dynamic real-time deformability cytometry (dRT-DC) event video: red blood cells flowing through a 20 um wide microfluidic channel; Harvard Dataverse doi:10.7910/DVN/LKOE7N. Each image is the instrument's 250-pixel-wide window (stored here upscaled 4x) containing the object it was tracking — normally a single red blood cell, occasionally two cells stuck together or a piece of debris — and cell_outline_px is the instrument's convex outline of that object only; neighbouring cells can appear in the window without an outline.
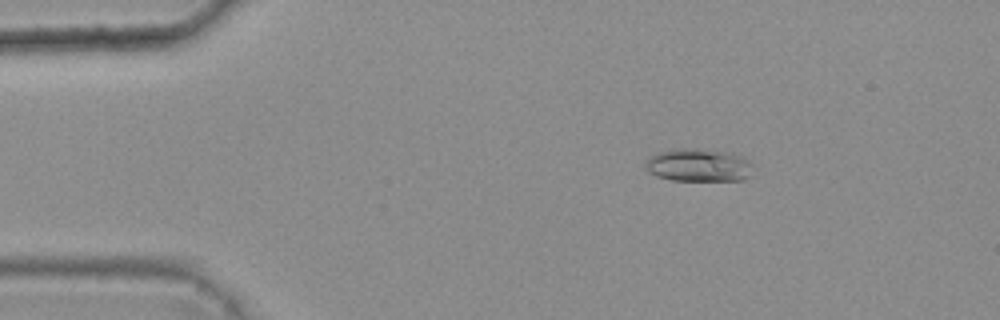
{"species": "common noctule bat (a hibernating species)", "species_latin": "Nyctalus noctula", "temperature_condition": "warm", "stored_images_in_passage": 4, "camera_frame_rate_fps": 3000, "um_per_image_px": 0.085, "animal": {"sex": "female", "body_mass_g": 25.1}, "frame": {"image": 1, "passage_image": 2, "time_ms": 0.333, "image_size_px": [1000, 320], "cell_outline_px": [[752, 164], [748, 176], [740, 180], [672, 180], [656, 176], [648, 172], [644, 164], [656, 152], [684, 148], [688, 148], [728, 152], [740, 156], [748, 160]], "centroid_in_image_um": [59.34, 14.04], "position_along_channel_um": 25.7, "area_um2": 20.29}}
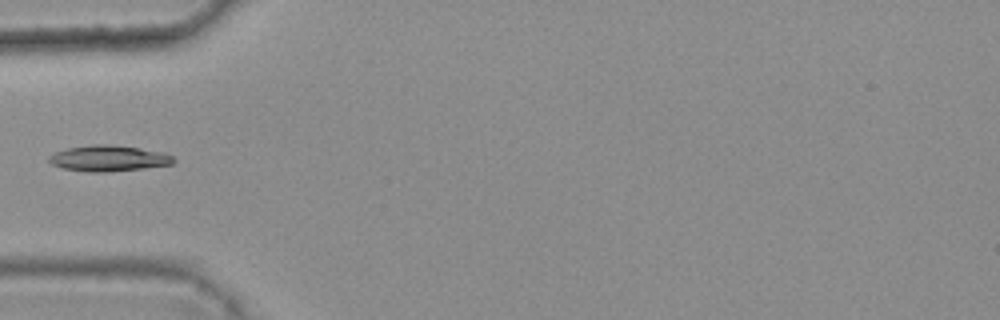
{"frame": {"image": 2, "passage_image": 4, "time_ms": 1.0, "image_size_px": [1000, 320], "cell_outline_px": [[176, 160], [172, 164], [144, 168], [104, 172], [88, 172], [64, 168], [52, 164], [48, 160], [48, 156], [56, 152], [68, 148], [92, 144], [108, 144], [140, 148], [164, 152], [172, 156]], "centroid_in_image_um": [9.24, 13.45], "position_along_channel_um": 75.8, "area_um2": 18.73}}